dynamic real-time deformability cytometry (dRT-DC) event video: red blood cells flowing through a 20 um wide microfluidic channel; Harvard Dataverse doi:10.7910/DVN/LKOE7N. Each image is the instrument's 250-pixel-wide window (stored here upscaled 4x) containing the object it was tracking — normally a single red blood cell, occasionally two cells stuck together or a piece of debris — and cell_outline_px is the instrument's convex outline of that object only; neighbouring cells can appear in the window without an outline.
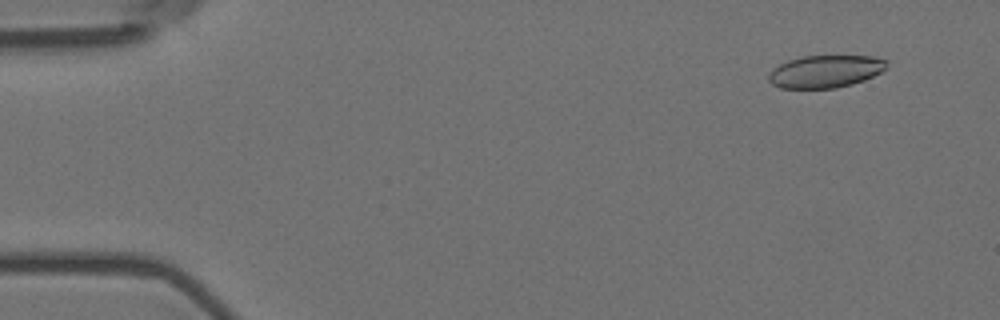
{"species": "Egyptian fruit bat (a non-hibernating species)", "species_latin": "Rousettus aegyptiacus", "temperature_condition": "room temperature", "stored_images_in_passage": 6, "camera_frame_rate_fps": 3000, "um_per_image_px": 0.085, "animal": {"sex": "female"}, "frame": {"image": 1, "passage_image": 1, "time_ms": 0.0, "image_size_px": [1000, 320], "cell_outline_px": [[888, 68], [864, 80], [852, 84], [836, 88], [780, 88], [772, 84], [768, 80], [768, 76], [772, 68], [788, 60], [804, 56], [872, 56], [888, 60]], "centroid_in_image_um": [70.16, 6.07], "position_along_channel_um": 14.8, "area_um2": 22.43}}
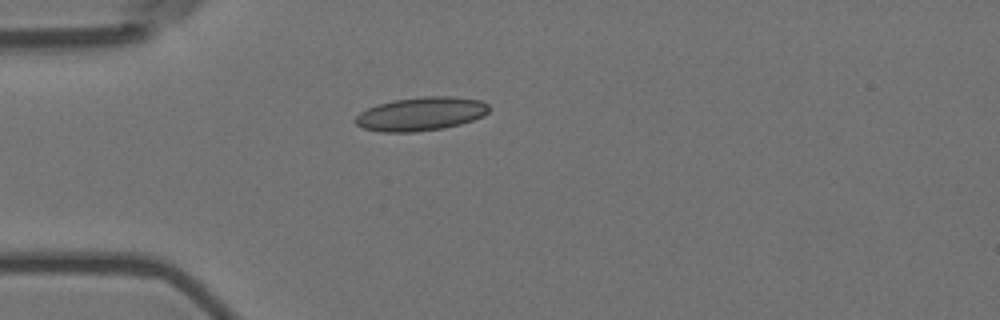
{"frame": {"image": 2, "passage_image": 4, "time_ms": 1.0, "image_size_px": [1000, 320], "cell_outline_px": [[488, 112], [484, 116], [460, 124], [444, 128], [412, 132], [380, 132], [364, 128], [356, 124], [352, 120], [360, 112], [368, 108], [380, 104], [396, 100], [424, 96], [452, 96], [480, 100], [488, 104]], "centroid_in_image_um": [35.78, 9.68], "position_along_channel_um": 49.2, "area_um2": 26.07}}
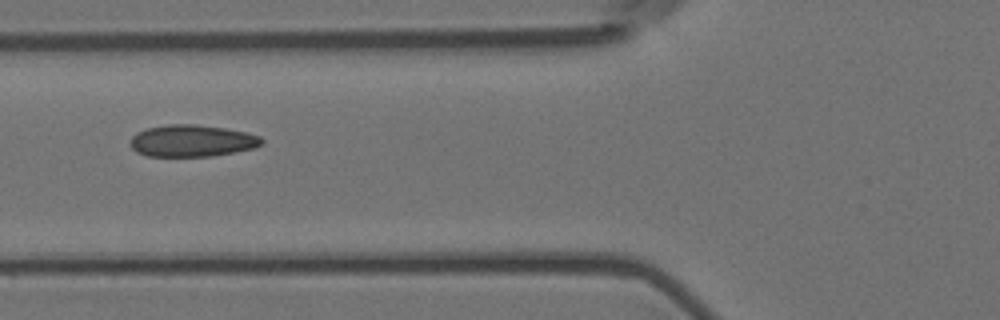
{"frame": {"image": 3, "passage_image": 6, "time_ms": 1.667, "image_size_px": [1000, 320], "cell_outline_px": [[264, 144], [256, 148], [212, 156], [148, 156], [136, 152], [128, 144], [132, 136], [136, 132], [148, 128], [168, 124], [196, 124], [224, 128], [248, 132], [260, 136], [264, 140]], "centroid_in_image_um": [16.34, 11.97], "position_along_channel_um": 109.5, "area_um2": 24.68}}